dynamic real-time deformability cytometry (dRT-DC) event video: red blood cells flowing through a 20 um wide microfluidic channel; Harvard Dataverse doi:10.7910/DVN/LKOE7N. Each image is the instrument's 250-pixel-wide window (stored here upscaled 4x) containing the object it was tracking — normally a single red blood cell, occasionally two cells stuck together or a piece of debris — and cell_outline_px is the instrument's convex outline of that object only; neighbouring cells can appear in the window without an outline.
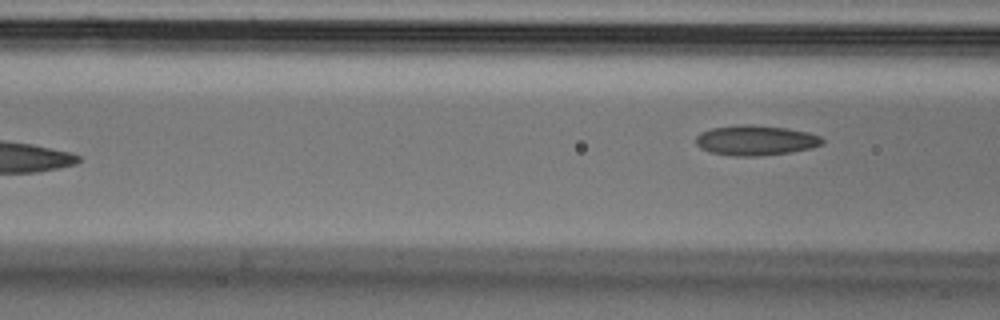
{"species": "Egyptian fruit bat (a non-hibernating species)", "species_latin": "Rousettus aegyptiacus", "temperature_condition": "cold", "stored_images_in_passage": 6, "camera_frame_rate_fps": 3000, "um_per_image_px": 0.085, "animal": {"sex": "male"}, "frame": {"image": 1, "passage_image": 6, "time_ms": 1.667, "image_size_px": [1000, 320], "cell_outline_px": [[824, 144], [812, 148], [788, 152], [760, 156], [732, 156], [712, 152], [700, 148], [696, 144], [696, 136], [700, 132], [712, 128], [740, 124], [752, 124], [784, 128], [808, 132], [820, 136], [824, 140]], "centroid_in_image_um": [64.22, 11.92], "position_along_channel_um": 102.4, "area_um2": 22.2}}